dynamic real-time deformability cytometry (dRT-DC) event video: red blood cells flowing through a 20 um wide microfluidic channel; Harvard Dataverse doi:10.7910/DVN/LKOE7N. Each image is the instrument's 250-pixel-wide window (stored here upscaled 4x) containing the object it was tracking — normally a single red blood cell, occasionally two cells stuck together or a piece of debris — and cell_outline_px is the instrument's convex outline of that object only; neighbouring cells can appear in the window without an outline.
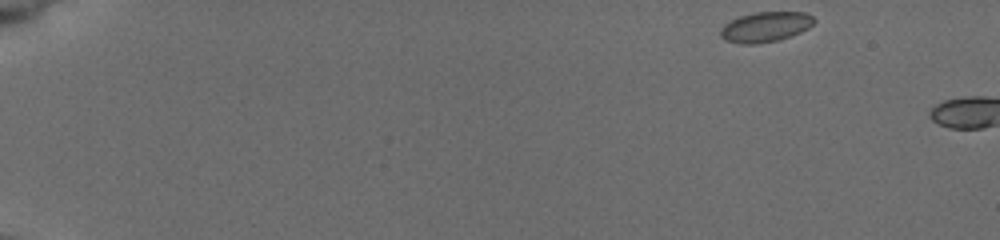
{"species": "common noctule bat (a hibernating species)", "species_latin": "Nyctalus noctula", "temperature_condition": "cold", "stored_images_in_passage": 6, "camera_frame_rate_fps": 3000, "um_per_image_px": 0.085, "animal": {"sex": "female", "body_mass_g": 19.5, "forearm_length_mm": 54.1}, "frame": {"image": 1, "passage_image": 1, "time_ms": 0.0, "image_size_px": [1000, 240], "cell_outline_px": [[816, 20], [808, 28], [800, 32], [776, 40], [756, 44], [740, 44], [724, 40], [720, 36], [720, 28], [724, 24], [740, 16], [756, 12], [804, 12], [812, 16]], "centroid_in_image_um": [65.03, 2.28], "position_along_channel_um": 20.0, "area_um2": 16.3}}